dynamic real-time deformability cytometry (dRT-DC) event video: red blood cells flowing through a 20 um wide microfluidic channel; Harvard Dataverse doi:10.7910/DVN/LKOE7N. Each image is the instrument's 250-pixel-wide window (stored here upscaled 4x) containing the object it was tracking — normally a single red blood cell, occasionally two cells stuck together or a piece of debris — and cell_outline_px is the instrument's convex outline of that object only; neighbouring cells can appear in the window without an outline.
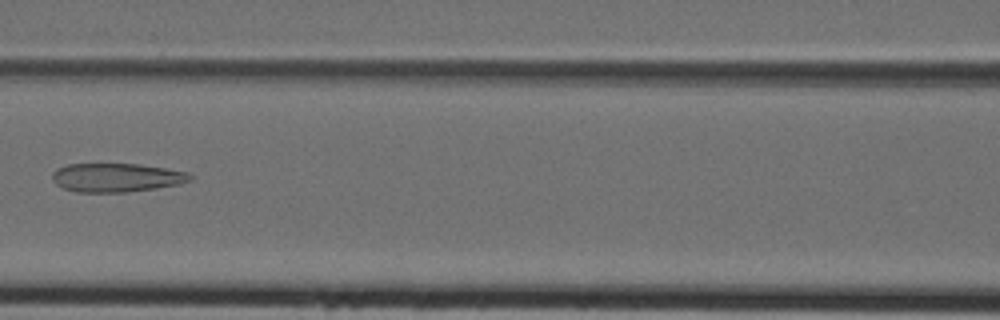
{"species": "Egyptian fruit bat (a non-hibernating species)", "species_latin": "Rousettus aegyptiacus", "temperature_condition": "cold", "stored_images_in_passage": 29, "camera_frame_rate_fps": 3000, "um_per_image_px": 0.085, "animal": {"sex": "female"}, "frame": {"image": 1, "passage_image": 6, "time_ms": 1.667, "image_size_px": [1000, 320], "cell_outline_px": [[196, 176], [192, 180], [180, 184], [156, 188], [124, 192], [76, 192], [64, 188], [56, 184], [52, 180], [52, 172], [56, 168], [68, 164], [140, 164], [188, 172]], "centroid_in_image_um": [9.92, 15.09], "position_along_channel_um": 156.7, "area_um2": 23.24}}
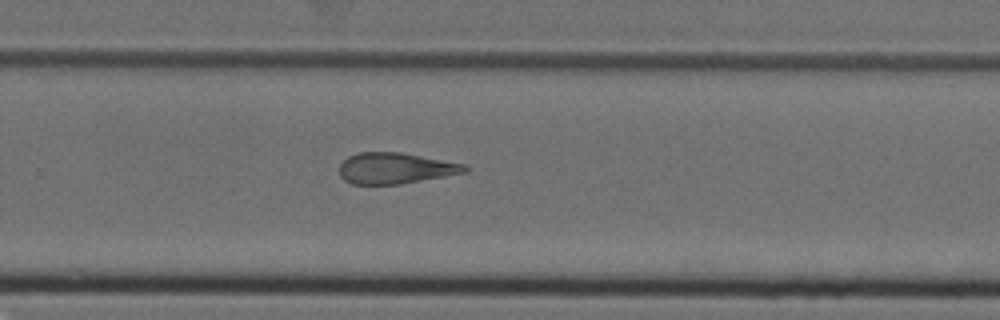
{"frame": {"image": 2, "passage_image": 15, "time_ms": 4.667, "image_size_px": [1000, 320], "cell_outline_px": [[468, 172], [400, 184], [352, 184], [344, 180], [340, 176], [340, 164], [348, 156], [356, 152], [400, 152], [464, 164], [468, 168]], "centroid_in_image_um": [33.58, 14.3], "position_along_channel_um": 296.2, "area_um2": 22.6}}
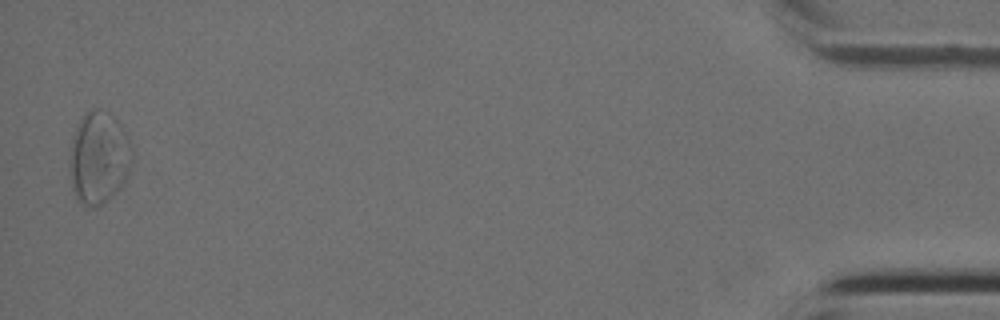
{"frame": {"image": 3, "passage_image": 29, "time_ms": 9.333, "image_size_px": [1000, 320], "cell_outline_px": [[132, 164], [124, 180], [108, 200], [96, 208], [92, 208], [84, 204], [76, 196], [72, 188], [68, 164], [68, 156], [72, 136], [84, 112], [92, 108], [100, 108], [108, 112], [120, 124], [128, 136], [132, 144]], "centroid_in_image_um": [8.37, 13.37], "position_along_channel_um": 426.8, "area_um2": 33.99}}